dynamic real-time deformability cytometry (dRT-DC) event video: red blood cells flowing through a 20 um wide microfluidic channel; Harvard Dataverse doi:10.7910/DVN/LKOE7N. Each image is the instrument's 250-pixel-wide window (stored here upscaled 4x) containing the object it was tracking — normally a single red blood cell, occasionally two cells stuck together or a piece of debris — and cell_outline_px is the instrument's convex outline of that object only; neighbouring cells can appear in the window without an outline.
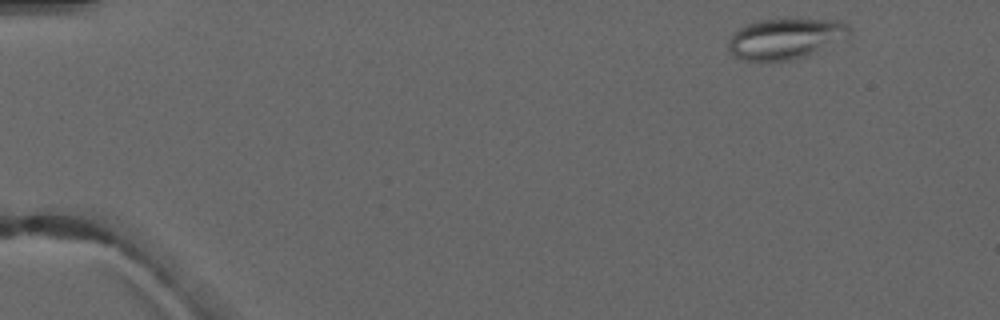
{"species": "common noctule bat (a hibernating species)", "species_latin": "Nyctalus noctula", "temperature_condition": "warm", "stored_images_in_passage": 4, "camera_frame_rate_fps": 3000, "um_per_image_px": 0.085, "animal": {"sex": "male", "forearm_length_mm": 52.5}, "frame": {"image": 1, "passage_image": 1, "time_ms": 0.0, "image_size_px": [1000, 320], "cell_outline_px": [[852, 36], [816, 52], [804, 56], [788, 60], [744, 60], [736, 56], [728, 48], [728, 40], [732, 32], [744, 24], [756, 20], [840, 20], [848, 24], [852, 28]], "centroid_in_image_um": [66.79, 3.27], "position_along_channel_um": 18.2, "area_um2": 28.73}}